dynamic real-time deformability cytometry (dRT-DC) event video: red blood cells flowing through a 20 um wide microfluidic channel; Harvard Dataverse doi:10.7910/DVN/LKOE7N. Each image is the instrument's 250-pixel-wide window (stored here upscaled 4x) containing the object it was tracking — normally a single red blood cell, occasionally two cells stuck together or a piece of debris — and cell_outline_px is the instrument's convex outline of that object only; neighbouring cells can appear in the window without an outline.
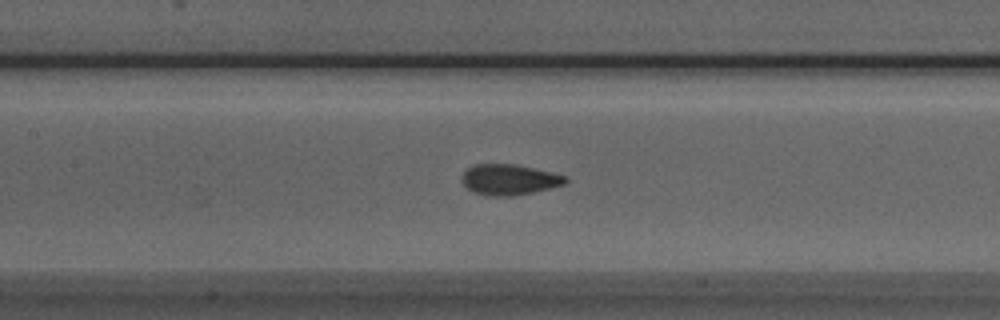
{"species": "Egyptian fruit bat (a non-hibernating species)", "species_latin": "Rousettus aegyptiacus", "temperature_condition": "room temperature", "stored_images_in_passage": 51, "camera_frame_rate_fps": 3000, "um_per_image_px": 0.085, "animal": {"sex": "male"}, "frame": {"image": 1, "passage_image": 22, "time_ms": 7.0, "image_size_px": [1000, 320], "cell_outline_px": [[568, 180], [564, 184], [532, 192], [512, 196], [492, 196], [476, 192], [468, 188], [460, 180], [460, 176], [468, 168], [476, 164], [512, 164], [552, 172], [568, 176]], "centroid_in_image_um": [43.28, 15.26], "position_along_channel_um": 164.1, "area_um2": 18.26}}
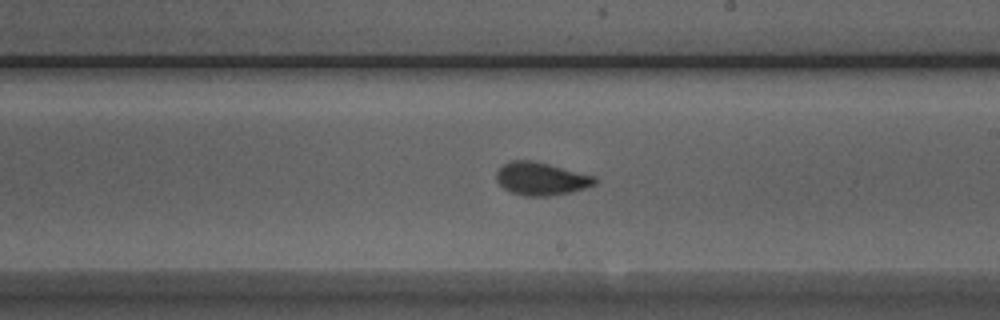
{"frame": {"image": 2, "passage_image": 28, "time_ms": 9.0, "image_size_px": [1000, 320], "cell_outline_px": [[596, 184], [584, 188], [568, 192], [548, 196], [524, 196], [512, 192], [504, 188], [496, 180], [496, 172], [504, 164], [512, 160], [532, 160], [596, 176]], "centroid_in_image_um": [45.98, 15.19], "position_along_channel_um": 243.0, "area_um2": 18.67}}
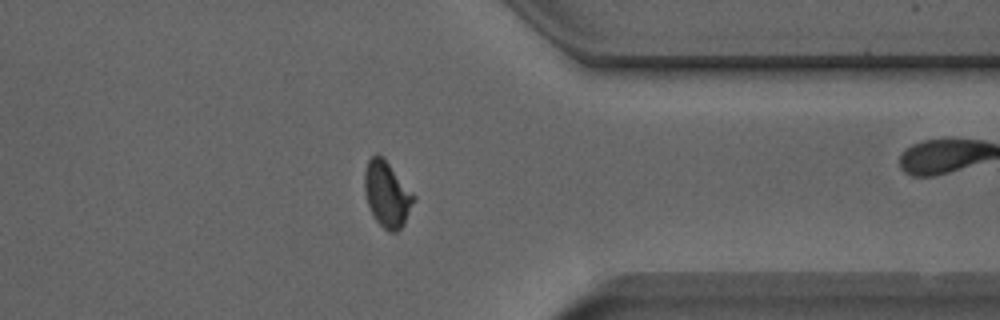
{"frame": {"image": 3, "passage_image": 39, "time_ms": 12.667, "image_size_px": [1000, 320], "cell_outline_px": [[416, 200], [404, 224], [396, 232], [388, 232], [376, 220], [368, 204], [364, 188], [364, 172], [368, 160], [376, 152], [384, 156], [416, 196]], "centroid_in_image_um": [32.92, 16.46], "position_along_channel_um": 378.5, "area_um2": 19.07}, "authors_computed_cell_mechanics": {"area_um2": 18.6694, "velocity_mm_per_s": 3.9561, "shape_relaxation_time_tau1_ms": 3.4759, "shape_relaxation_time_tau2_ms": 1.4404, "deformation_change_tau1": 0.1138, "deformation_change_tau2": 0.0543}}